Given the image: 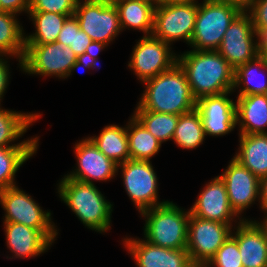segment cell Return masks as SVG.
<instances>
[{
    "label": "cell",
    "mask_w": 267,
    "mask_h": 267,
    "mask_svg": "<svg viewBox=\"0 0 267 267\" xmlns=\"http://www.w3.org/2000/svg\"><path fill=\"white\" fill-rule=\"evenodd\" d=\"M204 267H243L237 241L230 235Z\"/></svg>",
    "instance_id": "34"
},
{
    "label": "cell",
    "mask_w": 267,
    "mask_h": 267,
    "mask_svg": "<svg viewBox=\"0 0 267 267\" xmlns=\"http://www.w3.org/2000/svg\"><path fill=\"white\" fill-rule=\"evenodd\" d=\"M106 157L116 164L130 159L127 123L122 127L118 124H108L102 128L99 135L87 136Z\"/></svg>",
    "instance_id": "26"
},
{
    "label": "cell",
    "mask_w": 267,
    "mask_h": 267,
    "mask_svg": "<svg viewBox=\"0 0 267 267\" xmlns=\"http://www.w3.org/2000/svg\"><path fill=\"white\" fill-rule=\"evenodd\" d=\"M172 47L153 35L141 36L132 48L127 68L142 84L178 62V53Z\"/></svg>",
    "instance_id": "10"
},
{
    "label": "cell",
    "mask_w": 267,
    "mask_h": 267,
    "mask_svg": "<svg viewBox=\"0 0 267 267\" xmlns=\"http://www.w3.org/2000/svg\"><path fill=\"white\" fill-rule=\"evenodd\" d=\"M109 3H111V4H114V3H116V2H118V1H120V0H107Z\"/></svg>",
    "instance_id": "47"
},
{
    "label": "cell",
    "mask_w": 267,
    "mask_h": 267,
    "mask_svg": "<svg viewBox=\"0 0 267 267\" xmlns=\"http://www.w3.org/2000/svg\"><path fill=\"white\" fill-rule=\"evenodd\" d=\"M58 198L89 230L106 234L112 227L114 204L107 200L96 184L63 177L57 183Z\"/></svg>",
    "instance_id": "3"
},
{
    "label": "cell",
    "mask_w": 267,
    "mask_h": 267,
    "mask_svg": "<svg viewBox=\"0 0 267 267\" xmlns=\"http://www.w3.org/2000/svg\"><path fill=\"white\" fill-rule=\"evenodd\" d=\"M190 213L200 219L225 224H238L242 219L231 208L227 189L220 176H215L200 189Z\"/></svg>",
    "instance_id": "18"
},
{
    "label": "cell",
    "mask_w": 267,
    "mask_h": 267,
    "mask_svg": "<svg viewBox=\"0 0 267 267\" xmlns=\"http://www.w3.org/2000/svg\"><path fill=\"white\" fill-rule=\"evenodd\" d=\"M132 115L160 142L172 141L179 115L133 110Z\"/></svg>",
    "instance_id": "32"
},
{
    "label": "cell",
    "mask_w": 267,
    "mask_h": 267,
    "mask_svg": "<svg viewBox=\"0 0 267 267\" xmlns=\"http://www.w3.org/2000/svg\"><path fill=\"white\" fill-rule=\"evenodd\" d=\"M214 1L232 4L240 8L242 11H245V0H214Z\"/></svg>",
    "instance_id": "42"
},
{
    "label": "cell",
    "mask_w": 267,
    "mask_h": 267,
    "mask_svg": "<svg viewBox=\"0 0 267 267\" xmlns=\"http://www.w3.org/2000/svg\"><path fill=\"white\" fill-rule=\"evenodd\" d=\"M73 38V15L68 16L65 20L56 42H61L64 45L70 46Z\"/></svg>",
    "instance_id": "39"
},
{
    "label": "cell",
    "mask_w": 267,
    "mask_h": 267,
    "mask_svg": "<svg viewBox=\"0 0 267 267\" xmlns=\"http://www.w3.org/2000/svg\"><path fill=\"white\" fill-rule=\"evenodd\" d=\"M199 2V0H162V4H188Z\"/></svg>",
    "instance_id": "43"
},
{
    "label": "cell",
    "mask_w": 267,
    "mask_h": 267,
    "mask_svg": "<svg viewBox=\"0 0 267 267\" xmlns=\"http://www.w3.org/2000/svg\"><path fill=\"white\" fill-rule=\"evenodd\" d=\"M260 202H259V210L265 214H267V176H264L260 179Z\"/></svg>",
    "instance_id": "40"
},
{
    "label": "cell",
    "mask_w": 267,
    "mask_h": 267,
    "mask_svg": "<svg viewBox=\"0 0 267 267\" xmlns=\"http://www.w3.org/2000/svg\"><path fill=\"white\" fill-rule=\"evenodd\" d=\"M6 247L10 260L35 259L48 252L53 243L39 230L20 223L3 222ZM10 255V256H9ZM12 255V256H11Z\"/></svg>",
    "instance_id": "19"
},
{
    "label": "cell",
    "mask_w": 267,
    "mask_h": 267,
    "mask_svg": "<svg viewBox=\"0 0 267 267\" xmlns=\"http://www.w3.org/2000/svg\"><path fill=\"white\" fill-rule=\"evenodd\" d=\"M12 57L6 55H0V105H2L3 97L7 92L8 86L11 82L12 69L10 67V59ZM11 71V72H10Z\"/></svg>",
    "instance_id": "37"
},
{
    "label": "cell",
    "mask_w": 267,
    "mask_h": 267,
    "mask_svg": "<svg viewBox=\"0 0 267 267\" xmlns=\"http://www.w3.org/2000/svg\"><path fill=\"white\" fill-rule=\"evenodd\" d=\"M243 267H267V232L259 220H242L233 227Z\"/></svg>",
    "instance_id": "20"
},
{
    "label": "cell",
    "mask_w": 267,
    "mask_h": 267,
    "mask_svg": "<svg viewBox=\"0 0 267 267\" xmlns=\"http://www.w3.org/2000/svg\"><path fill=\"white\" fill-rule=\"evenodd\" d=\"M0 205L4 210L2 222L20 223L39 229L53 244L57 240L60 233L58 226L53 222V213L44 210L31 194L19 186L0 190Z\"/></svg>",
    "instance_id": "6"
},
{
    "label": "cell",
    "mask_w": 267,
    "mask_h": 267,
    "mask_svg": "<svg viewBox=\"0 0 267 267\" xmlns=\"http://www.w3.org/2000/svg\"><path fill=\"white\" fill-rule=\"evenodd\" d=\"M39 147H0V190L16 186V174Z\"/></svg>",
    "instance_id": "31"
},
{
    "label": "cell",
    "mask_w": 267,
    "mask_h": 267,
    "mask_svg": "<svg viewBox=\"0 0 267 267\" xmlns=\"http://www.w3.org/2000/svg\"><path fill=\"white\" fill-rule=\"evenodd\" d=\"M197 12L198 3L160 5L154 9L152 35L172 46L177 41L189 46Z\"/></svg>",
    "instance_id": "12"
},
{
    "label": "cell",
    "mask_w": 267,
    "mask_h": 267,
    "mask_svg": "<svg viewBox=\"0 0 267 267\" xmlns=\"http://www.w3.org/2000/svg\"><path fill=\"white\" fill-rule=\"evenodd\" d=\"M139 214L145 221L142 236L146 241L168 249H187L190 209L169 201Z\"/></svg>",
    "instance_id": "4"
},
{
    "label": "cell",
    "mask_w": 267,
    "mask_h": 267,
    "mask_svg": "<svg viewBox=\"0 0 267 267\" xmlns=\"http://www.w3.org/2000/svg\"><path fill=\"white\" fill-rule=\"evenodd\" d=\"M238 136L239 146L233 158L259 179L267 176V133Z\"/></svg>",
    "instance_id": "23"
},
{
    "label": "cell",
    "mask_w": 267,
    "mask_h": 267,
    "mask_svg": "<svg viewBox=\"0 0 267 267\" xmlns=\"http://www.w3.org/2000/svg\"><path fill=\"white\" fill-rule=\"evenodd\" d=\"M217 51L234 69L260 54L259 36L247 11H242L230 24Z\"/></svg>",
    "instance_id": "13"
},
{
    "label": "cell",
    "mask_w": 267,
    "mask_h": 267,
    "mask_svg": "<svg viewBox=\"0 0 267 267\" xmlns=\"http://www.w3.org/2000/svg\"><path fill=\"white\" fill-rule=\"evenodd\" d=\"M117 173L120 174L125 192L138 213L170 201H161L159 198V178L152 161L129 159L118 164Z\"/></svg>",
    "instance_id": "9"
},
{
    "label": "cell",
    "mask_w": 267,
    "mask_h": 267,
    "mask_svg": "<svg viewBox=\"0 0 267 267\" xmlns=\"http://www.w3.org/2000/svg\"><path fill=\"white\" fill-rule=\"evenodd\" d=\"M228 91L218 95L205 96L197 100L198 110L206 137H222L237 128L236 100Z\"/></svg>",
    "instance_id": "17"
},
{
    "label": "cell",
    "mask_w": 267,
    "mask_h": 267,
    "mask_svg": "<svg viewBox=\"0 0 267 267\" xmlns=\"http://www.w3.org/2000/svg\"><path fill=\"white\" fill-rule=\"evenodd\" d=\"M81 67L90 70L70 46L61 42L25 44L22 72L27 75L65 80Z\"/></svg>",
    "instance_id": "5"
},
{
    "label": "cell",
    "mask_w": 267,
    "mask_h": 267,
    "mask_svg": "<svg viewBox=\"0 0 267 267\" xmlns=\"http://www.w3.org/2000/svg\"><path fill=\"white\" fill-rule=\"evenodd\" d=\"M72 51L77 57L90 69L99 71V54L102 52L93 40L80 29L79 22L75 15H73V38L70 45ZM98 69V70H97Z\"/></svg>",
    "instance_id": "33"
},
{
    "label": "cell",
    "mask_w": 267,
    "mask_h": 267,
    "mask_svg": "<svg viewBox=\"0 0 267 267\" xmlns=\"http://www.w3.org/2000/svg\"><path fill=\"white\" fill-rule=\"evenodd\" d=\"M238 134L267 133V94L236 97Z\"/></svg>",
    "instance_id": "22"
},
{
    "label": "cell",
    "mask_w": 267,
    "mask_h": 267,
    "mask_svg": "<svg viewBox=\"0 0 267 267\" xmlns=\"http://www.w3.org/2000/svg\"><path fill=\"white\" fill-rule=\"evenodd\" d=\"M206 139L201 116L195 108L179 115V120L173 136V143L183 150H194L200 147Z\"/></svg>",
    "instance_id": "30"
},
{
    "label": "cell",
    "mask_w": 267,
    "mask_h": 267,
    "mask_svg": "<svg viewBox=\"0 0 267 267\" xmlns=\"http://www.w3.org/2000/svg\"><path fill=\"white\" fill-rule=\"evenodd\" d=\"M17 17L14 13L0 11V55L10 56L12 60L15 58L17 68L22 71L26 31Z\"/></svg>",
    "instance_id": "25"
},
{
    "label": "cell",
    "mask_w": 267,
    "mask_h": 267,
    "mask_svg": "<svg viewBox=\"0 0 267 267\" xmlns=\"http://www.w3.org/2000/svg\"><path fill=\"white\" fill-rule=\"evenodd\" d=\"M42 113L5 109L0 105V147H39L40 136L21 139L41 119ZM19 142H18V141Z\"/></svg>",
    "instance_id": "21"
},
{
    "label": "cell",
    "mask_w": 267,
    "mask_h": 267,
    "mask_svg": "<svg viewBox=\"0 0 267 267\" xmlns=\"http://www.w3.org/2000/svg\"><path fill=\"white\" fill-rule=\"evenodd\" d=\"M142 85L145 89L134 110L181 115L196 108L197 100L178 62Z\"/></svg>",
    "instance_id": "2"
},
{
    "label": "cell",
    "mask_w": 267,
    "mask_h": 267,
    "mask_svg": "<svg viewBox=\"0 0 267 267\" xmlns=\"http://www.w3.org/2000/svg\"><path fill=\"white\" fill-rule=\"evenodd\" d=\"M73 153L76 166L64 174L65 177L90 184L107 182L117 177L118 164L99 151L88 137L75 142Z\"/></svg>",
    "instance_id": "15"
},
{
    "label": "cell",
    "mask_w": 267,
    "mask_h": 267,
    "mask_svg": "<svg viewBox=\"0 0 267 267\" xmlns=\"http://www.w3.org/2000/svg\"><path fill=\"white\" fill-rule=\"evenodd\" d=\"M130 159L152 161L160 152L162 142L156 139L132 114L127 122Z\"/></svg>",
    "instance_id": "29"
},
{
    "label": "cell",
    "mask_w": 267,
    "mask_h": 267,
    "mask_svg": "<svg viewBox=\"0 0 267 267\" xmlns=\"http://www.w3.org/2000/svg\"><path fill=\"white\" fill-rule=\"evenodd\" d=\"M232 92L235 97L267 94V60L262 55L235 69Z\"/></svg>",
    "instance_id": "24"
},
{
    "label": "cell",
    "mask_w": 267,
    "mask_h": 267,
    "mask_svg": "<svg viewBox=\"0 0 267 267\" xmlns=\"http://www.w3.org/2000/svg\"><path fill=\"white\" fill-rule=\"evenodd\" d=\"M116 6L122 31L137 30L143 36L152 35L154 9L150 4L141 0H120Z\"/></svg>",
    "instance_id": "27"
},
{
    "label": "cell",
    "mask_w": 267,
    "mask_h": 267,
    "mask_svg": "<svg viewBox=\"0 0 267 267\" xmlns=\"http://www.w3.org/2000/svg\"><path fill=\"white\" fill-rule=\"evenodd\" d=\"M262 218L261 219L258 218L257 220H260L259 222L262 224V226L265 228V230L267 232V214L262 215Z\"/></svg>",
    "instance_id": "45"
},
{
    "label": "cell",
    "mask_w": 267,
    "mask_h": 267,
    "mask_svg": "<svg viewBox=\"0 0 267 267\" xmlns=\"http://www.w3.org/2000/svg\"><path fill=\"white\" fill-rule=\"evenodd\" d=\"M145 3L150 4L153 8H157L162 5V0H141Z\"/></svg>",
    "instance_id": "44"
},
{
    "label": "cell",
    "mask_w": 267,
    "mask_h": 267,
    "mask_svg": "<svg viewBox=\"0 0 267 267\" xmlns=\"http://www.w3.org/2000/svg\"><path fill=\"white\" fill-rule=\"evenodd\" d=\"M219 176L226 185L231 208L242 220H252L244 214L260 202V179L233 157Z\"/></svg>",
    "instance_id": "14"
},
{
    "label": "cell",
    "mask_w": 267,
    "mask_h": 267,
    "mask_svg": "<svg viewBox=\"0 0 267 267\" xmlns=\"http://www.w3.org/2000/svg\"><path fill=\"white\" fill-rule=\"evenodd\" d=\"M78 0H29V11L74 14Z\"/></svg>",
    "instance_id": "35"
},
{
    "label": "cell",
    "mask_w": 267,
    "mask_h": 267,
    "mask_svg": "<svg viewBox=\"0 0 267 267\" xmlns=\"http://www.w3.org/2000/svg\"><path fill=\"white\" fill-rule=\"evenodd\" d=\"M241 12L240 8L232 4L214 0L200 1L189 49L217 50L226 30Z\"/></svg>",
    "instance_id": "7"
},
{
    "label": "cell",
    "mask_w": 267,
    "mask_h": 267,
    "mask_svg": "<svg viewBox=\"0 0 267 267\" xmlns=\"http://www.w3.org/2000/svg\"><path fill=\"white\" fill-rule=\"evenodd\" d=\"M259 51L260 55L267 60V29L259 35Z\"/></svg>",
    "instance_id": "41"
},
{
    "label": "cell",
    "mask_w": 267,
    "mask_h": 267,
    "mask_svg": "<svg viewBox=\"0 0 267 267\" xmlns=\"http://www.w3.org/2000/svg\"><path fill=\"white\" fill-rule=\"evenodd\" d=\"M74 15L80 29L101 51L107 49L124 32L116 6L107 0H78Z\"/></svg>",
    "instance_id": "8"
},
{
    "label": "cell",
    "mask_w": 267,
    "mask_h": 267,
    "mask_svg": "<svg viewBox=\"0 0 267 267\" xmlns=\"http://www.w3.org/2000/svg\"><path fill=\"white\" fill-rule=\"evenodd\" d=\"M74 14H57L52 12L28 11V19L35 30L25 34V44H47L56 42L68 16Z\"/></svg>",
    "instance_id": "28"
},
{
    "label": "cell",
    "mask_w": 267,
    "mask_h": 267,
    "mask_svg": "<svg viewBox=\"0 0 267 267\" xmlns=\"http://www.w3.org/2000/svg\"><path fill=\"white\" fill-rule=\"evenodd\" d=\"M237 224L200 219L190 213L187 251L196 267H204L231 235Z\"/></svg>",
    "instance_id": "11"
},
{
    "label": "cell",
    "mask_w": 267,
    "mask_h": 267,
    "mask_svg": "<svg viewBox=\"0 0 267 267\" xmlns=\"http://www.w3.org/2000/svg\"><path fill=\"white\" fill-rule=\"evenodd\" d=\"M258 36L267 29V0H254L247 10Z\"/></svg>",
    "instance_id": "36"
},
{
    "label": "cell",
    "mask_w": 267,
    "mask_h": 267,
    "mask_svg": "<svg viewBox=\"0 0 267 267\" xmlns=\"http://www.w3.org/2000/svg\"><path fill=\"white\" fill-rule=\"evenodd\" d=\"M196 100L233 90L235 69L217 50H187L178 53Z\"/></svg>",
    "instance_id": "1"
},
{
    "label": "cell",
    "mask_w": 267,
    "mask_h": 267,
    "mask_svg": "<svg viewBox=\"0 0 267 267\" xmlns=\"http://www.w3.org/2000/svg\"><path fill=\"white\" fill-rule=\"evenodd\" d=\"M121 243L135 267H196L187 249H168L130 235L123 236Z\"/></svg>",
    "instance_id": "16"
},
{
    "label": "cell",
    "mask_w": 267,
    "mask_h": 267,
    "mask_svg": "<svg viewBox=\"0 0 267 267\" xmlns=\"http://www.w3.org/2000/svg\"><path fill=\"white\" fill-rule=\"evenodd\" d=\"M254 1V0H245V11L248 10L249 6H250V3Z\"/></svg>",
    "instance_id": "46"
},
{
    "label": "cell",
    "mask_w": 267,
    "mask_h": 267,
    "mask_svg": "<svg viewBox=\"0 0 267 267\" xmlns=\"http://www.w3.org/2000/svg\"><path fill=\"white\" fill-rule=\"evenodd\" d=\"M0 11L14 13L18 16L28 15L29 0H0Z\"/></svg>",
    "instance_id": "38"
}]
</instances>
